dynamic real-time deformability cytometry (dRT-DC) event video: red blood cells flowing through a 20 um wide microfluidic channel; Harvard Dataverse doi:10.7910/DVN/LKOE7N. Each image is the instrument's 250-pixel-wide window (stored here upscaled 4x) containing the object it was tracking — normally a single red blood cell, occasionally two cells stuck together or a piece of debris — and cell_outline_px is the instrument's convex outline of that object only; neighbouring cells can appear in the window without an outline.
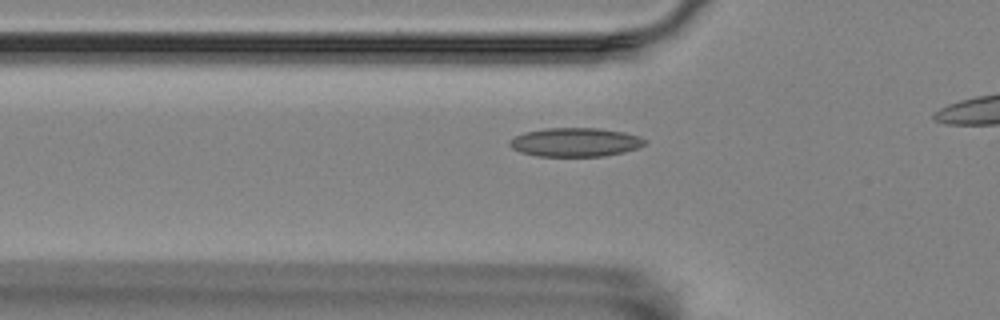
{"species": "Egyptian fruit bat (a non-hibernating species)", "species_latin": "Rousettus aegyptiacus", "temperature_condition": "room temperature", "stored_images_in_passage": 42, "camera_frame_rate_fps": 3000, "um_per_image_px": 0.085, "animal": {"sex": "female"}, "frame": {"image": 1, "passage_image": 14, "time_ms": 4.333, "image_size_px": [1000, 320], "cell_outline_px": [[648, 140], [644, 144], [636, 148], [624, 152], [604, 156], [536, 156], [520, 152], [512, 148], [508, 144], [508, 140], [524, 132], [544, 128], [600, 128], [624, 132], [640, 136]], "centroid_in_image_um": [48.88, 12.08], "position_along_channel_um": 76.9, "area_um2": 22.83}}
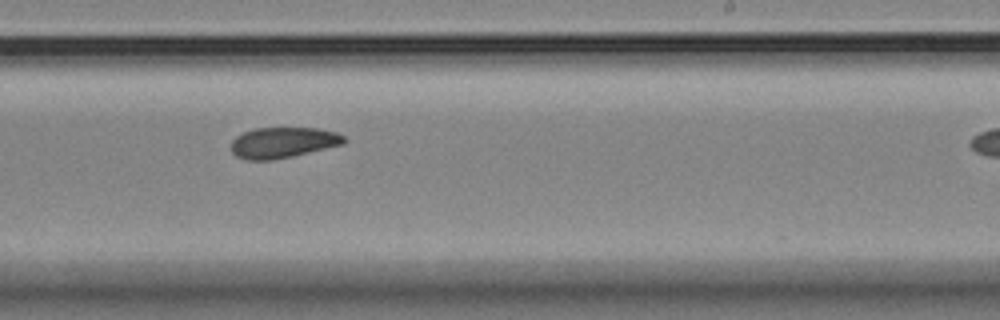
{"frame": {"image": 2, "passage_image": 30, "time_ms": 9.667, "image_size_px": [1000, 320], "cell_outline_px": [[348, 140], [344, 144], [292, 156], [272, 160], [244, 160], [236, 156], [232, 152], [232, 140], [236, 136], [244, 132], [256, 128], [316, 128], [336, 132], [344, 136]], "centroid_in_image_um": [24.06, 12.12], "position_along_channel_um": 264.9, "area_um2": 20.23}}
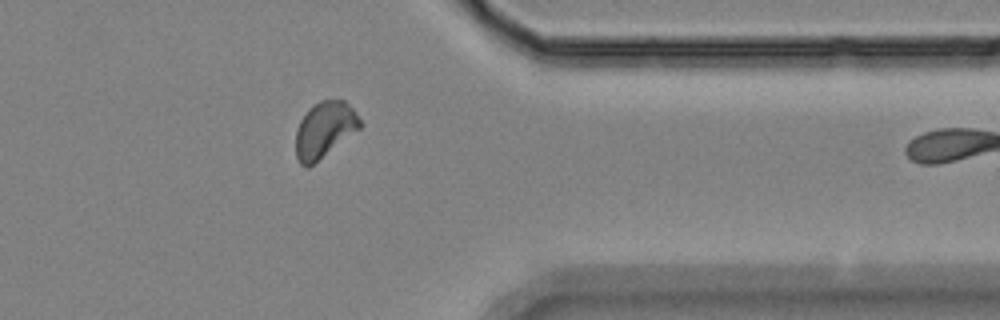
{"frame": {"image": 3, "passage_image": 41, "time_ms": 13.333, "image_size_px": [1000, 320], "cell_outline_px": [[360, 128], [308, 168], [304, 168], [300, 164], [296, 156], [296, 132], [300, 120], [308, 108], [312, 104], [320, 100], [344, 100], [356, 112], [360, 120]], "centroid_in_image_um": [27.55, 11.02], "position_along_channel_um": 383.9, "area_um2": 20.81}}